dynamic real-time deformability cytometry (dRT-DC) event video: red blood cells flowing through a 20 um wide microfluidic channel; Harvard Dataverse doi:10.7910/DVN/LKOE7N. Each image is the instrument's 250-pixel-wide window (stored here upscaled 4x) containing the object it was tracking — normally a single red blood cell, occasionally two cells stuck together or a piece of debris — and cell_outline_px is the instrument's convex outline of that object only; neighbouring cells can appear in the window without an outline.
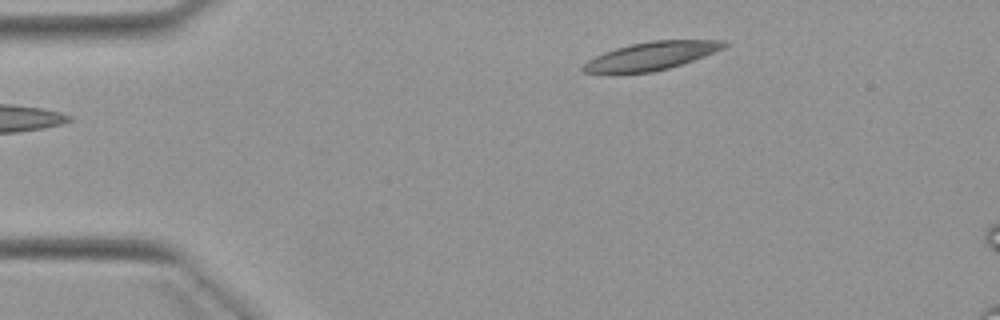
{"species": "Egyptian fruit bat (a non-hibernating species)", "species_latin": "Rousettus aegyptiacus", "temperature_condition": "warm", "stored_images_in_passage": 3, "camera_frame_rate_fps": 3000, "um_per_image_px": 0.085, "animal": {"sex": "female"}, "frame": {"image": 1, "passage_image": 3, "time_ms": 3.667, "image_size_px": [1000, 320], "cell_outline_px": [[728, 44], [724, 48], [704, 56], [668, 68], [652, 72], [584, 72], [580, 68], [588, 60], [604, 52], [616, 48], [632, 44], [652, 40], [724, 40]], "centroid_in_image_um": [55.39, 4.73], "position_along_channel_um": 29.6, "area_um2": 22.54}}